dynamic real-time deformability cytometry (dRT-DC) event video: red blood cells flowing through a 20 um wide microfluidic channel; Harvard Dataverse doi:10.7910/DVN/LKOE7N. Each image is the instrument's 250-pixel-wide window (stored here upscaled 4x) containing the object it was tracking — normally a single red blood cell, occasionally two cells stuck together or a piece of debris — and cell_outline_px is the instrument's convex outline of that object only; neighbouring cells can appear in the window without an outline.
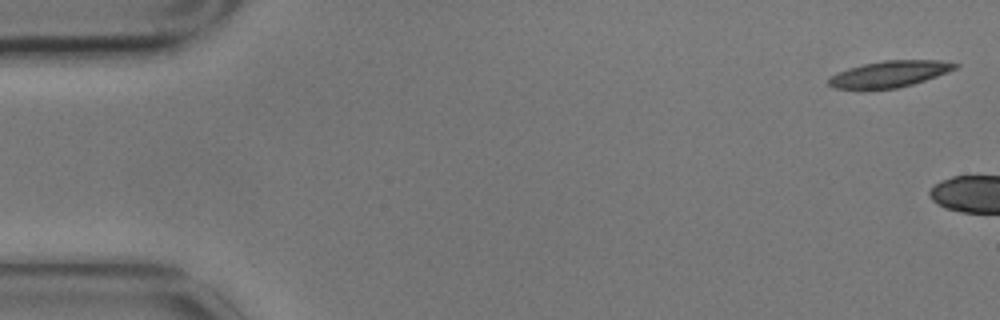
{"species": "common noctule bat (a hibernating species)", "species_latin": "Nyctalus noctula", "temperature_condition": "cold", "stored_images_in_passage": 3, "camera_frame_rate_fps": 3000, "um_per_image_px": 0.085, "animal": {"sex": "male", "body_mass_g": 17.9}, "frame": {"image": 1, "passage_image": 1, "time_ms": 0.0, "image_size_px": [1000, 320], "cell_outline_px": [[960, 64], [956, 68], [948, 72], [912, 84], [896, 88], [836, 88], [828, 84], [828, 80], [832, 76], [848, 68], [864, 64], [884, 60], [940, 60]], "centroid_in_image_um": [75.66, 6.27], "position_along_channel_um": 9.3, "area_um2": 18.9}}